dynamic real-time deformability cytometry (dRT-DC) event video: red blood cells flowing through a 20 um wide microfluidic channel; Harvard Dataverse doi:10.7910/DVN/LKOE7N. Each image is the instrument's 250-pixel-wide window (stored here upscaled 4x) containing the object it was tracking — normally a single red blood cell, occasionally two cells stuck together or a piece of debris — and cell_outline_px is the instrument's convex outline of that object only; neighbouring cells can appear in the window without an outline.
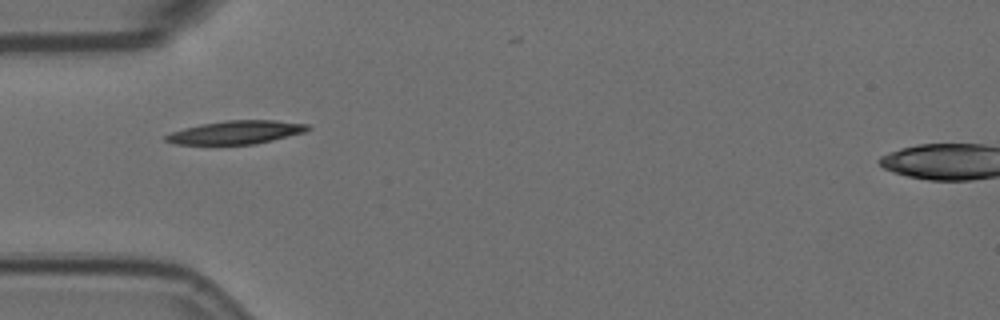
{"species": "Egyptian fruit bat (a non-hibernating species)", "species_latin": "Rousettus aegyptiacus", "temperature_condition": "room temperature", "stored_images_in_passage": 5, "camera_frame_rate_fps": 3000, "um_per_image_px": 0.085, "animal": {"sex": "female"}, "frame": {"image": 1, "passage_image": 1, "time_ms": 0.0, "image_size_px": [1000, 320], "cell_outline_px": [[312, 128], [304, 132], [256, 144], [176, 144], [164, 140], [164, 136], [172, 132], [184, 128], [200, 124], [228, 120], [276, 120], [308, 124]], "centroid_in_image_um": [20.07, 11.24], "position_along_channel_um": 64.9, "area_um2": 19.19}}
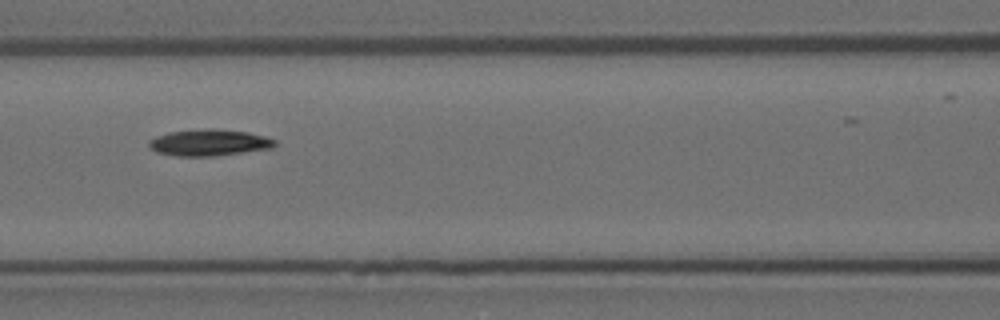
{"frame": {"image": 2, "passage_image": 3, "time_ms": 0.667, "image_size_px": [1000, 320], "cell_outline_px": [[276, 144], [272, 148], [244, 152], [212, 156], [176, 156], [156, 152], [148, 148], [148, 140], [156, 136], [168, 132], [208, 128], [212, 128], [248, 132], [264, 136], [276, 140]], "centroid_in_image_um": [17.73, 12.12], "position_along_channel_um": 148.9, "area_um2": 19.54}}
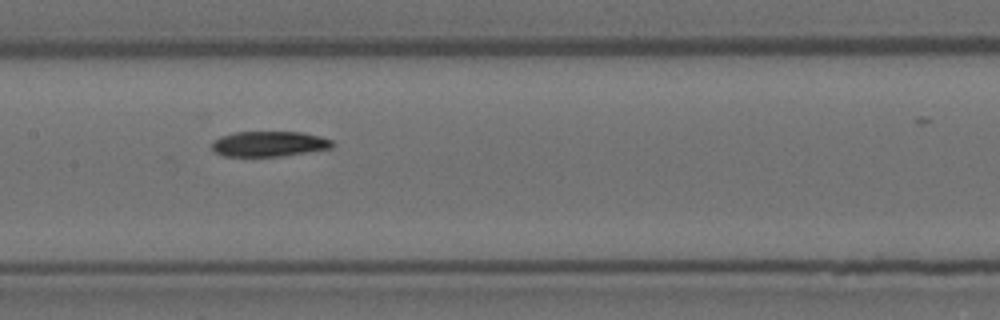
{"frame": {"image": 3, "passage_image": 4, "time_ms": 1.0, "image_size_px": [1000, 320], "cell_outline_px": [[336, 144], [332, 148], [280, 156], [224, 156], [216, 152], [212, 148], [212, 140], [220, 136], [236, 132], [304, 132], [320, 136], [332, 140]], "centroid_in_image_um": [22.89, 12.22], "position_along_channel_um": 184.5, "area_um2": 17.8}}